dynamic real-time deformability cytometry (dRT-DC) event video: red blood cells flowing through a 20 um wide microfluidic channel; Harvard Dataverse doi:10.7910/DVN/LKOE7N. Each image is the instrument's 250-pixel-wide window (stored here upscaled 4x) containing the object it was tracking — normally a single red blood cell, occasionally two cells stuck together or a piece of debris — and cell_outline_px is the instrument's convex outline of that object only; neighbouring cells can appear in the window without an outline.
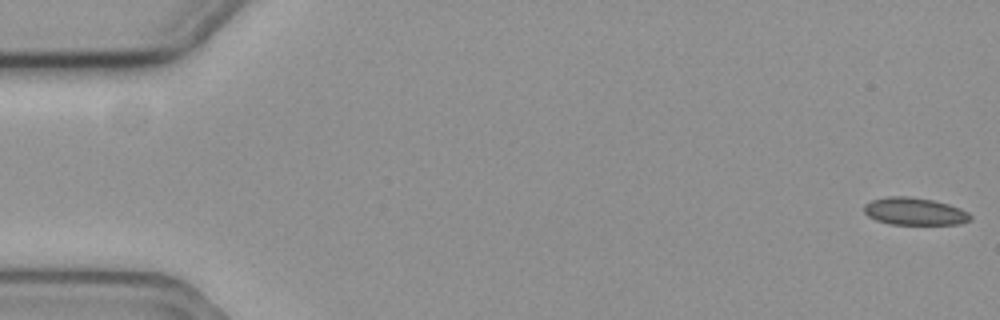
{"species": "common noctule bat (a hibernating species)", "species_latin": "Nyctalus noctula", "temperature_condition": "cold", "stored_images_in_passage": 28, "camera_frame_rate_fps": 3000, "um_per_image_px": 0.085, "animal": {"sex": "female", "body_mass_g": 19.3, "forearm_length_mm": 54.1}, "frame": {"image": 1, "passage_image": 1, "time_ms": 0.0, "image_size_px": [1000, 320], "cell_outline_px": [[972, 216], [968, 220], [956, 224], [888, 224], [876, 220], [868, 216], [864, 212], [864, 204], [872, 200], [888, 196], [908, 196], [932, 200], [948, 204], [960, 208], [968, 212]], "centroid_in_image_um": [77.7, 17.96], "position_along_channel_um": 7.3, "area_um2": 16.88}}
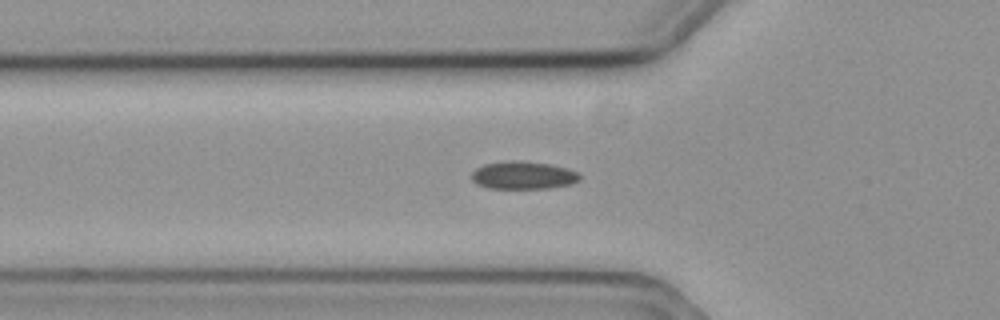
{"frame": {"image": 2, "passage_image": 20, "time_ms": 6.333, "image_size_px": [1000, 320], "cell_outline_px": [[580, 180], [572, 184], [548, 188], [488, 188], [476, 184], [472, 180], [472, 172], [476, 168], [484, 164], [508, 160], [520, 160], [548, 164], [564, 168], [576, 172], [580, 176]], "centroid_in_image_um": [44.43, 14.9], "position_along_channel_um": 81.4, "area_um2": 17.46}}
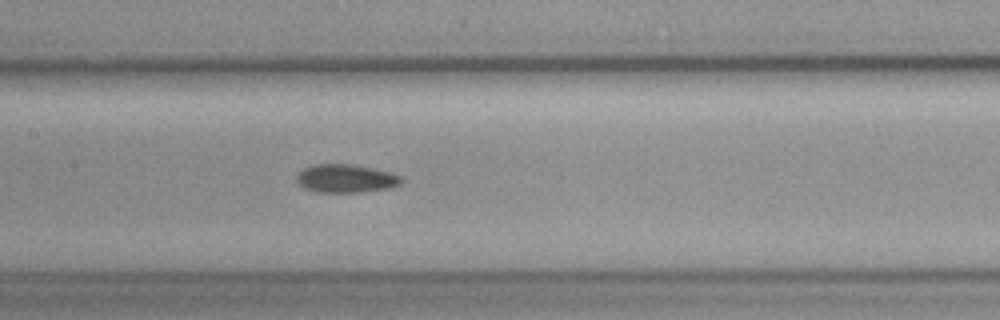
{"frame": {"image": 3, "passage_image": 28, "time_ms": 9.0, "image_size_px": [1000, 320], "cell_outline_px": [[404, 180], [400, 184], [388, 188], [360, 192], [316, 192], [304, 188], [296, 180], [296, 176], [304, 168], [312, 164], [352, 164], [388, 172], [400, 176]], "centroid_in_image_um": [29.37, 15.17], "position_along_channel_um": 178.0, "area_um2": 17.11}}